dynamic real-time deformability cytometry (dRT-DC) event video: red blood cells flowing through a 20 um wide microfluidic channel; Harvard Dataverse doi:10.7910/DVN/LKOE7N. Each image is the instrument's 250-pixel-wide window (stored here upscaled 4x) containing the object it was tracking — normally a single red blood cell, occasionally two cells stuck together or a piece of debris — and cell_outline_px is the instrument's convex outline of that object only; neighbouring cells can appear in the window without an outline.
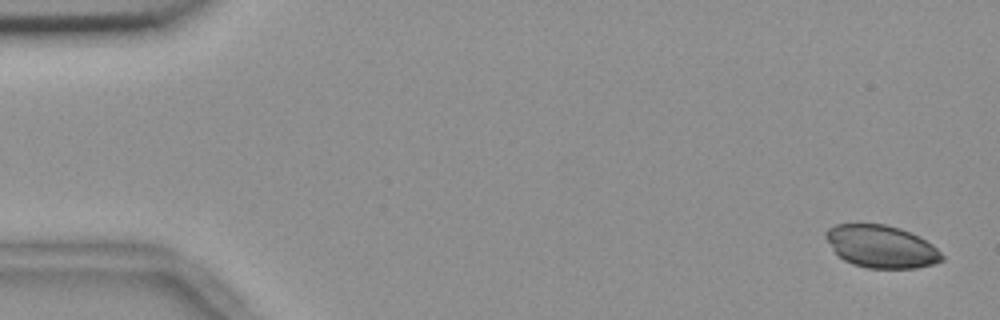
{"species": "common noctule bat (a hibernating species)", "species_latin": "Nyctalus noctula", "temperature_condition": "room temperature", "stored_images_in_passage": 6, "camera_frame_rate_fps": 3000, "um_per_image_px": 0.085, "animal": {"sex": "female", "body_mass_g": 18.4}, "frame": {"image": 1, "passage_image": 1, "time_ms": 0.0, "image_size_px": [1000, 320], "cell_outline_px": [[944, 260], [936, 264], [916, 268], [868, 268], [852, 264], [844, 260], [832, 248], [824, 236], [824, 232], [828, 228], [836, 224], [884, 224], [900, 228], [932, 244], [944, 256]], "centroid_in_image_um": [74.9, 20.96], "position_along_channel_um": 10.1, "area_um2": 28.67}}
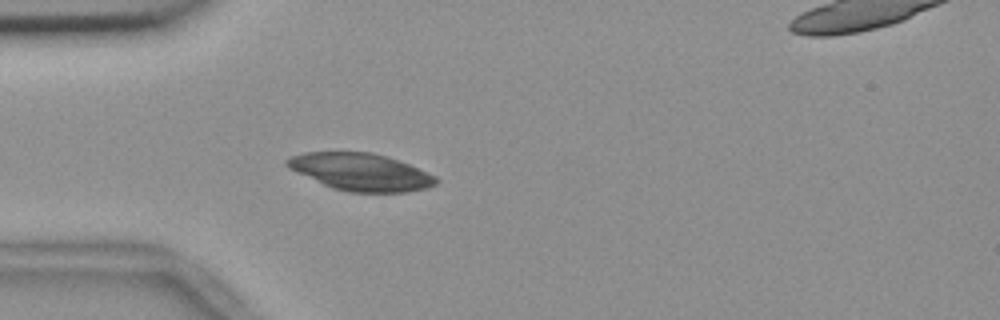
{"frame": {"image": 2, "passage_image": 5, "time_ms": 1.333, "image_size_px": [1000, 320], "cell_outline_px": [[440, 180], [436, 184], [428, 188], [408, 192], [348, 192], [332, 188], [296, 172], [288, 168], [284, 164], [284, 160], [292, 156], [304, 152], [372, 152], [408, 164], [436, 176]], "centroid_in_image_um": [30.65, 14.62], "position_along_channel_um": 54.4, "area_um2": 32.31}}